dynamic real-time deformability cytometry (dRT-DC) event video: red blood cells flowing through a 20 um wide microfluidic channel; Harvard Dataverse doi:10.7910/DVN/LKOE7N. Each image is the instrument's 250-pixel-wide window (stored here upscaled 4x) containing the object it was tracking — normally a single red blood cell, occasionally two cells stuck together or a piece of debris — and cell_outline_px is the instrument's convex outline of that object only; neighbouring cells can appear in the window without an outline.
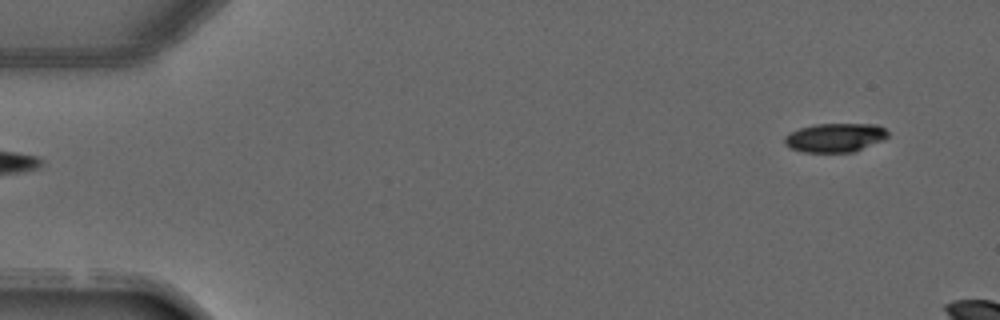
{"species": "common noctule bat (a hibernating species)", "species_latin": "Nyctalus noctula", "temperature_condition": "warm", "stored_images_in_passage": 2, "camera_frame_rate_fps": 3000, "um_per_image_px": 0.085, "animal": {"sex": "male", "forearm_length_mm": 52.5}, "frame": {"image": 1, "passage_image": 2, "time_ms": 1.333, "image_size_px": [1000, 320], "cell_outline_px": [[888, 136], [884, 140], [852, 152], [800, 152], [788, 148], [784, 144], [784, 136], [800, 128], [816, 124], [876, 124], [884, 128], [888, 132]], "centroid_in_image_um": [70.96, 11.7], "position_along_channel_um": 14.0, "area_um2": 17.46}}